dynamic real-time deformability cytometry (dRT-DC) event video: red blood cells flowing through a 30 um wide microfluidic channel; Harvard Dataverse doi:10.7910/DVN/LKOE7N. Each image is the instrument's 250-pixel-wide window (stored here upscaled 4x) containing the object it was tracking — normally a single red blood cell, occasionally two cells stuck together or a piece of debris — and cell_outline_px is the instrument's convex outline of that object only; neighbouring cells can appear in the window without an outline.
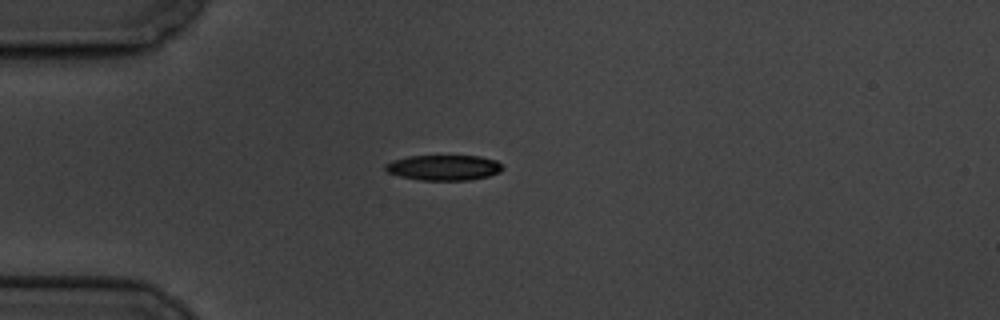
{"species": "common noctule bat (a hibernating species)", "species_latin": "Nyctalus noctula", "temperature_condition": "cold", "stored_images_in_passage": 8, "camera_frame_rate_fps": 3000, "um_per_image_px": 0.085, "animal": {"sex": "male", "body_mass_g": 19.5, "forearm_length_mm": 54.6}, "frame": {"image": 1, "passage_image": 3, "time_ms": 2.333, "image_size_px": [1000, 320], "cell_outline_px": [[504, 168], [500, 172], [488, 176], [468, 180], [420, 180], [400, 176], [388, 172], [384, 168], [384, 164], [392, 160], [408, 156], [480, 156], [496, 160]], "centroid_in_image_um": [37.71, 14.24], "position_along_channel_um": 47.3, "area_um2": 17.34}}
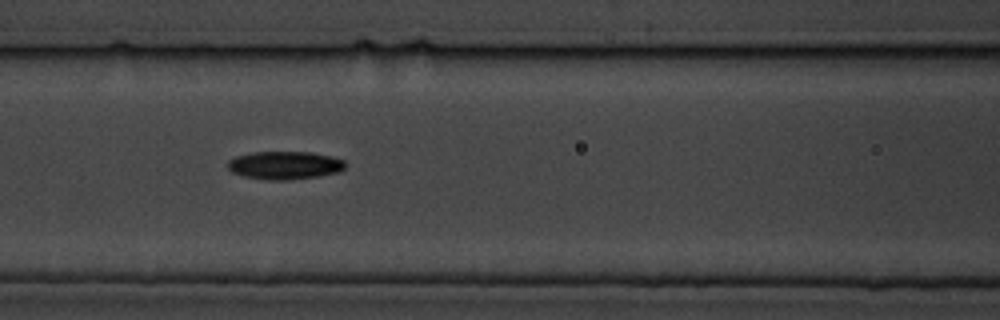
{"frame": {"image": 2, "passage_image": 6, "time_ms": 5.667, "image_size_px": [1000, 320], "cell_outline_px": [[344, 168], [340, 172], [320, 176], [288, 180], [268, 180], [244, 176], [232, 172], [228, 168], [228, 160], [236, 156], [252, 152], [312, 152], [332, 156], [344, 160]], "centroid_in_image_um": [24.21, 14.05], "position_along_channel_um": 142.4, "area_um2": 19.31}}
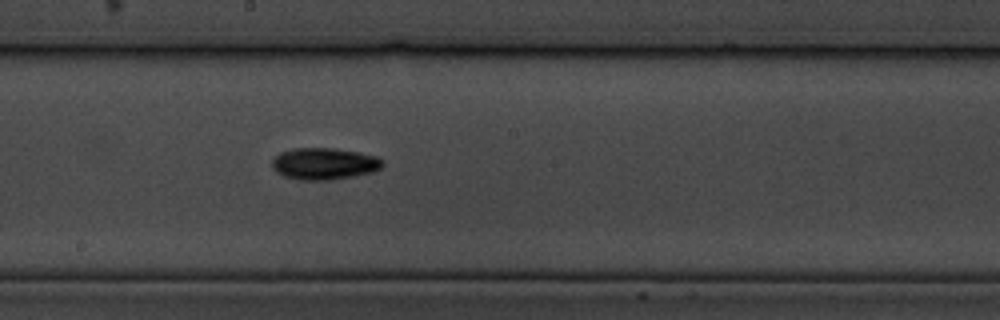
{"frame": {"image": 3, "passage_image": 8, "time_ms": 8.0, "image_size_px": [1000, 320], "cell_outline_px": [[384, 164], [380, 168], [372, 172], [352, 176], [328, 180], [304, 180], [284, 176], [276, 172], [272, 168], [272, 160], [280, 152], [292, 148], [332, 148], [360, 152], [376, 156], [384, 160]], "centroid_in_image_um": [27.55, 13.9], "position_along_channel_um": 220.6, "area_um2": 20.46}}